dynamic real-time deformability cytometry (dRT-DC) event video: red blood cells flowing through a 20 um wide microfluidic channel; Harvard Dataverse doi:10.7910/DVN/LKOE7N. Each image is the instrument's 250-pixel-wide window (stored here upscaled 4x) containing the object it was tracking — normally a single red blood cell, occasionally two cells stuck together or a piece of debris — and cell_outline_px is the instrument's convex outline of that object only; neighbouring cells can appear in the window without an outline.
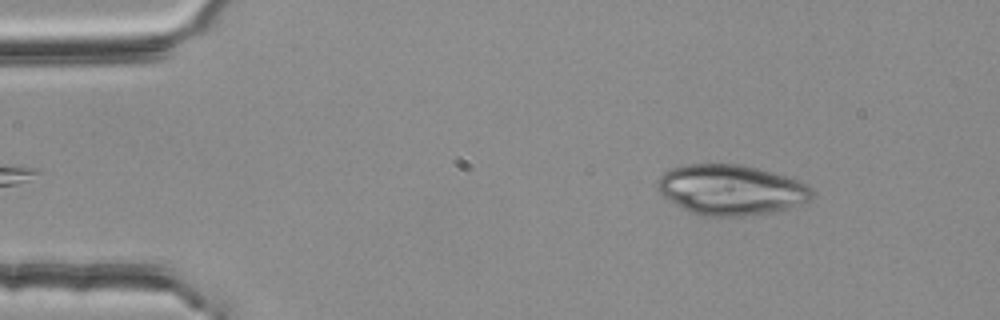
{"species": "common noctule bat (a hibernating species)", "species_latin": "Nyctalus noctula", "temperature_condition": "room temperature", "stored_images_in_passage": 53, "camera_frame_rate_fps": 3000, "um_per_image_px": 0.085, "animal": {"sex": "female", "body_mass_g": 25.1}, "frame": {"image": 1, "passage_image": 7, "time_ms": 2.0, "image_size_px": [1000, 320], "cell_outline_px": [[812, 196], [808, 200], [800, 204], [772, 212], [744, 216], [704, 216], [692, 212], [668, 200], [656, 188], [656, 180], [664, 172], [672, 168], [684, 164], [740, 164], [784, 176], [796, 180], [812, 188]], "centroid_in_image_um": [62.07, 16.13], "position_along_channel_um": 22.9, "area_um2": 44.8}}
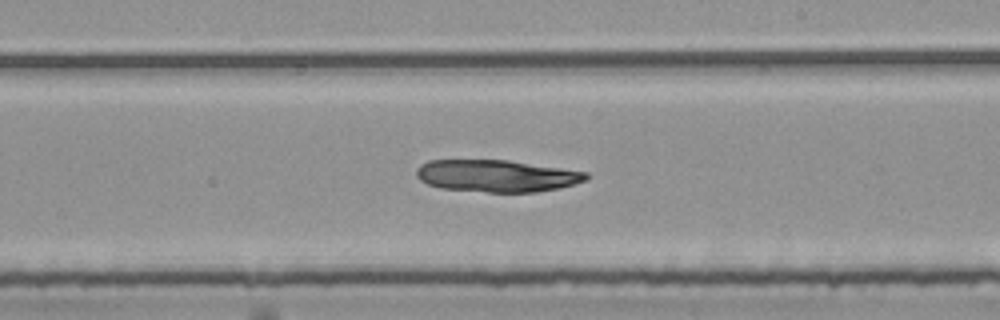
{"frame": {"image": 2, "passage_image": 31, "time_ms": 10.0, "image_size_px": [1000, 320], "cell_outline_px": [[588, 180], [560, 188], [536, 192], [488, 192], [440, 188], [428, 184], [420, 180], [416, 176], [416, 168], [420, 164], [428, 160], [508, 160], [588, 172]], "centroid_in_image_um": [42.21, 14.95], "position_along_channel_um": 246.8, "area_um2": 31.85}}
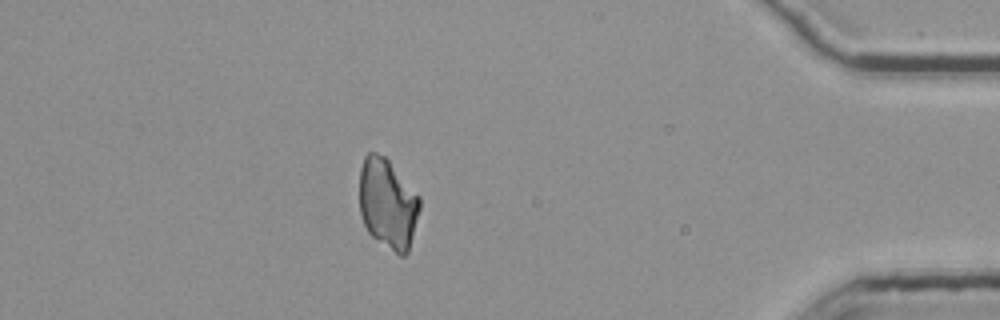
{"frame": {"image": 3, "passage_image": 47, "time_ms": 15.333, "image_size_px": [1000, 320], "cell_outline_px": [[420, 208], [408, 252], [404, 256], [400, 256], [372, 236], [368, 232], [364, 224], [360, 212], [360, 168], [364, 156], [368, 152], [376, 152], [384, 156], [388, 160], [420, 196]], "centroid_in_image_um": [32.95, 17.3], "position_along_channel_um": 402.2, "area_um2": 31.56}}